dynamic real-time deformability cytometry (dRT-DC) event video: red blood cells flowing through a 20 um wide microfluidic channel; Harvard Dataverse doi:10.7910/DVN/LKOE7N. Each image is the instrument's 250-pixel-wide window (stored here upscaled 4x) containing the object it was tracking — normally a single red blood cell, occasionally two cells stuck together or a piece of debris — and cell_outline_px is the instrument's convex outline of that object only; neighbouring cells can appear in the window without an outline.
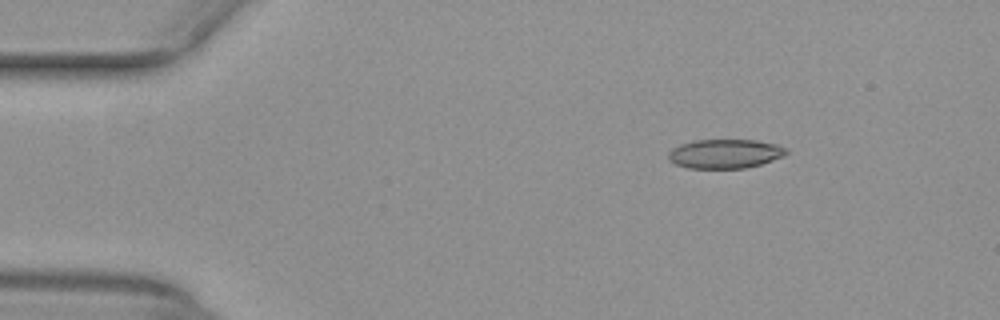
{"species": "common noctule bat (a hibernating species)", "species_latin": "Nyctalus noctula", "temperature_condition": "warm", "stored_images_in_passage": 46, "camera_frame_rate_fps": 3000, "um_per_image_px": 0.085, "animal": {"sex": "female", "body_mass_g": 29.2, "forearm_length_mm": 56.3}, "frame": {"image": 1, "passage_image": 2, "time_ms": 0.333, "image_size_px": [1000, 320], "cell_outline_px": [[788, 152], [784, 156], [760, 164], [744, 168], [688, 168], [676, 164], [668, 160], [668, 152], [672, 148], [680, 144], [692, 140], [756, 140], [776, 144], [784, 148]], "centroid_in_image_um": [61.58, 13.06], "position_along_channel_um": 23.4, "area_um2": 20.0}}
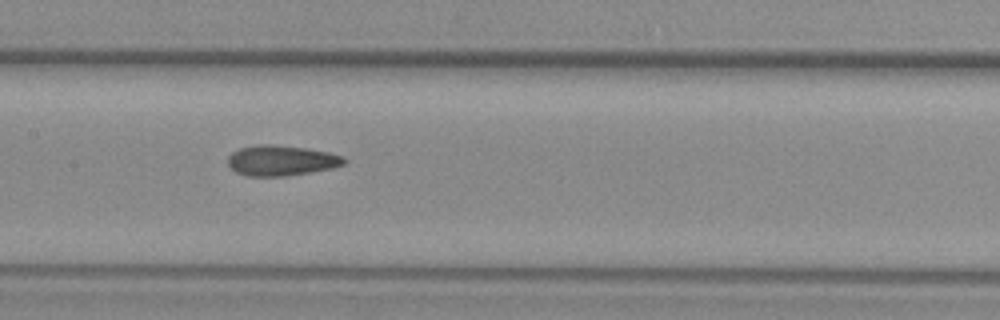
{"frame": {"image": 2, "passage_image": 20, "time_ms": 6.333, "image_size_px": [1000, 320], "cell_outline_px": [[348, 160], [344, 164], [332, 168], [284, 176], [248, 176], [236, 172], [228, 164], [228, 156], [232, 152], [240, 148], [256, 144], [272, 144], [304, 148], [328, 152], [344, 156]], "centroid_in_image_um": [23.9, 13.63], "position_along_channel_um": 183.5, "area_um2": 20.52}}
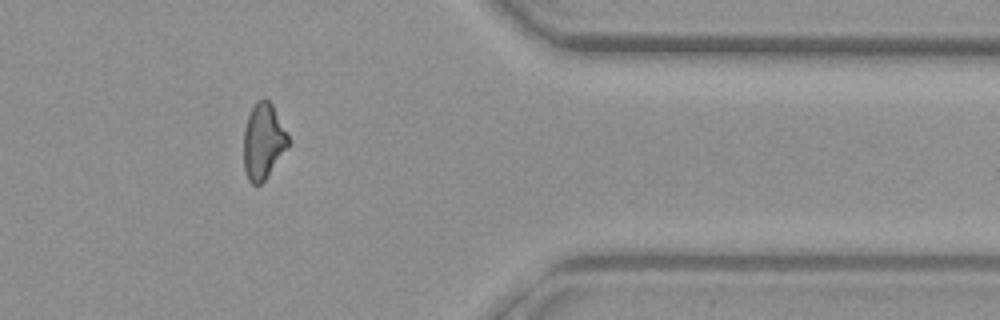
{"frame": {"image": 3, "passage_image": 37, "time_ms": 12.0, "image_size_px": [1000, 320], "cell_outline_px": [[288, 148], [264, 180], [260, 184], [252, 184], [248, 180], [244, 172], [244, 128], [248, 116], [256, 100], [268, 100], [272, 104], [288, 132]], "centroid_in_image_um": [22.38, 12.01], "position_along_channel_um": 389.0, "area_um2": 19.65}, "authors_computed_cell_mechanics": {"area_um2": 20.3167, "velocity_mm_per_s": 3.9936, "shape_relaxation_time_tau1_ms": null, "shape_relaxation_time_tau2_ms": 1.6356, "deformation_change_tau1": null, "deformation_change_tau2": 0.0781}}